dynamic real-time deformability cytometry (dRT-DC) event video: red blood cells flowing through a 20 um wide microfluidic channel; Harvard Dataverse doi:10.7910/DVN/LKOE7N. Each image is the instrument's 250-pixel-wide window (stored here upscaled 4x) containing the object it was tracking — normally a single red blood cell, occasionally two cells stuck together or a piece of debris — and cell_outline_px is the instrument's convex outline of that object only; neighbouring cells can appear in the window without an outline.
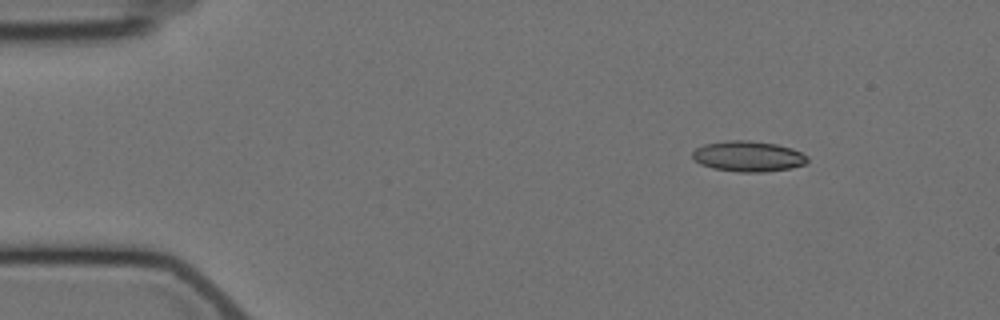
{"species": "Egyptian fruit bat (a non-hibernating species)", "species_latin": "Rousettus aegyptiacus", "temperature_condition": "cold", "stored_images_in_passage": 5, "camera_frame_rate_fps": 3000, "um_per_image_px": 0.085, "animal": {"sex": "female"}, "frame": {"image": 1, "passage_image": 2, "time_ms": 1.0, "image_size_px": [1000, 320], "cell_outline_px": [[808, 160], [804, 164], [792, 168], [764, 172], [736, 172], [712, 168], [700, 164], [692, 156], [692, 152], [696, 148], [704, 144], [724, 140], [748, 140], [776, 144], [792, 148], [808, 156]], "centroid_in_image_um": [63.59, 13.28], "position_along_channel_um": 21.4, "area_um2": 20.63}}